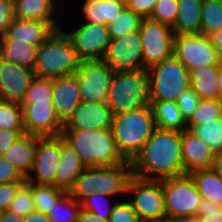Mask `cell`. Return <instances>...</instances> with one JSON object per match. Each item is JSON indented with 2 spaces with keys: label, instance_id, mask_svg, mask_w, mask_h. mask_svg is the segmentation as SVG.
<instances>
[{
  "label": "cell",
  "instance_id": "1",
  "mask_svg": "<svg viewBox=\"0 0 222 222\" xmlns=\"http://www.w3.org/2000/svg\"><path fill=\"white\" fill-rule=\"evenodd\" d=\"M130 163L132 175L143 179L163 180L185 175L181 132L155 128Z\"/></svg>",
  "mask_w": 222,
  "mask_h": 222
},
{
  "label": "cell",
  "instance_id": "2",
  "mask_svg": "<svg viewBox=\"0 0 222 222\" xmlns=\"http://www.w3.org/2000/svg\"><path fill=\"white\" fill-rule=\"evenodd\" d=\"M61 136L74 148L86 167L127 162L117 149L111 128L63 130Z\"/></svg>",
  "mask_w": 222,
  "mask_h": 222
},
{
  "label": "cell",
  "instance_id": "3",
  "mask_svg": "<svg viewBox=\"0 0 222 222\" xmlns=\"http://www.w3.org/2000/svg\"><path fill=\"white\" fill-rule=\"evenodd\" d=\"M155 128L153 109L150 104L114 115L111 129L121 156L131 162Z\"/></svg>",
  "mask_w": 222,
  "mask_h": 222
},
{
  "label": "cell",
  "instance_id": "4",
  "mask_svg": "<svg viewBox=\"0 0 222 222\" xmlns=\"http://www.w3.org/2000/svg\"><path fill=\"white\" fill-rule=\"evenodd\" d=\"M131 176L129 161L115 166L86 167L68 193L79 203L88 196L100 193L113 198L116 196L124 198Z\"/></svg>",
  "mask_w": 222,
  "mask_h": 222
},
{
  "label": "cell",
  "instance_id": "5",
  "mask_svg": "<svg viewBox=\"0 0 222 222\" xmlns=\"http://www.w3.org/2000/svg\"><path fill=\"white\" fill-rule=\"evenodd\" d=\"M79 63L70 37L58 28L39 45L33 71L37 77L55 79L74 74Z\"/></svg>",
  "mask_w": 222,
  "mask_h": 222
},
{
  "label": "cell",
  "instance_id": "6",
  "mask_svg": "<svg viewBox=\"0 0 222 222\" xmlns=\"http://www.w3.org/2000/svg\"><path fill=\"white\" fill-rule=\"evenodd\" d=\"M147 70L114 72L107 104L114 115L149 104Z\"/></svg>",
  "mask_w": 222,
  "mask_h": 222
},
{
  "label": "cell",
  "instance_id": "7",
  "mask_svg": "<svg viewBox=\"0 0 222 222\" xmlns=\"http://www.w3.org/2000/svg\"><path fill=\"white\" fill-rule=\"evenodd\" d=\"M149 101H174L190 87L189 70L174 56L147 69Z\"/></svg>",
  "mask_w": 222,
  "mask_h": 222
},
{
  "label": "cell",
  "instance_id": "8",
  "mask_svg": "<svg viewBox=\"0 0 222 222\" xmlns=\"http://www.w3.org/2000/svg\"><path fill=\"white\" fill-rule=\"evenodd\" d=\"M126 199L141 222L166 218L162 180L143 179L132 175L127 184Z\"/></svg>",
  "mask_w": 222,
  "mask_h": 222
},
{
  "label": "cell",
  "instance_id": "9",
  "mask_svg": "<svg viewBox=\"0 0 222 222\" xmlns=\"http://www.w3.org/2000/svg\"><path fill=\"white\" fill-rule=\"evenodd\" d=\"M67 15H64L63 12L61 28L70 37L78 59L80 61L102 60L111 40L108 26L99 23H81V21H77L75 24L65 22L63 18ZM70 24L71 26H69Z\"/></svg>",
  "mask_w": 222,
  "mask_h": 222
},
{
  "label": "cell",
  "instance_id": "10",
  "mask_svg": "<svg viewBox=\"0 0 222 222\" xmlns=\"http://www.w3.org/2000/svg\"><path fill=\"white\" fill-rule=\"evenodd\" d=\"M166 218L180 219L196 215L202 199L189 174L162 180Z\"/></svg>",
  "mask_w": 222,
  "mask_h": 222
},
{
  "label": "cell",
  "instance_id": "11",
  "mask_svg": "<svg viewBox=\"0 0 222 222\" xmlns=\"http://www.w3.org/2000/svg\"><path fill=\"white\" fill-rule=\"evenodd\" d=\"M114 72L103 59L80 61L75 74L81 102L107 103L109 85Z\"/></svg>",
  "mask_w": 222,
  "mask_h": 222
},
{
  "label": "cell",
  "instance_id": "12",
  "mask_svg": "<svg viewBox=\"0 0 222 222\" xmlns=\"http://www.w3.org/2000/svg\"><path fill=\"white\" fill-rule=\"evenodd\" d=\"M139 33L146 70L173 55L175 35L172 27L144 18Z\"/></svg>",
  "mask_w": 222,
  "mask_h": 222
},
{
  "label": "cell",
  "instance_id": "13",
  "mask_svg": "<svg viewBox=\"0 0 222 222\" xmlns=\"http://www.w3.org/2000/svg\"><path fill=\"white\" fill-rule=\"evenodd\" d=\"M61 159V136H37L33 166L25 181L56 186V170Z\"/></svg>",
  "mask_w": 222,
  "mask_h": 222
},
{
  "label": "cell",
  "instance_id": "14",
  "mask_svg": "<svg viewBox=\"0 0 222 222\" xmlns=\"http://www.w3.org/2000/svg\"><path fill=\"white\" fill-rule=\"evenodd\" d=\"M173 55L189 70L219 65L222 61L205 35H175Z\"/></svg>",
  "mask_w": 222,
  "mask_h": 222
},
{
  "label": "cell",
  "instance_id": "15",
  "mask_svg": "<svg viewBox=\"0 0 222 222\" xmlns=\"http://www.w3.org/2000/svg\"><path fill=\"white\" fill-rule=\"evenodd\" d=\"M103 60L115 72L146 70L139 30L111 39Z\"/></svg>",
  "mask_w": 222,
  "mask_h": 222
},
{
  "label": "cell",
  "instance_id": "16",
  "mask_svg": "<svg viewBox=\"0 0 222 222\" xmlns=\"http://www.w3.org/2000/svg\"><path fill=\"white\" fill-rule=\"evenodd\" d=\"M25 133L40 137L61 136L63 122L57 116L53 101L20 104Z\"/></svg>",
  "mask_w": 222,
  "mask_h": 222
},
{
  "label": "cell",
  "instance_id": "17",
  "mask_svg": "<svg viewBox=\"0 0 222 222\" xmlns=\"http://www.w3.org/2000/svg\"><path fill=\"white\" fill-rule=\"evenodd\" d=\"M114 114L107 103L85 101L64 121L63 130L107 129L112 127Z\"/></svg>",
  "mask_w": 222,
  "mask_h": 222
},
{
  "label": "cell",
  "instance_id": "18",
  "mask_svg": "<svg viewBox=\"0 0 222 222\" xmlns=\"http://www.w3.org/2000/svg\"><path fill=\"white\" fill-rule=\"evenodd\" d=\"M34 77L33 69L0 58V101L21 103Z\"/></svg>",
  "mask_w": 222,
  "mask_h": 222
},
{
  "label": "cell",
  "instance_id": "19",
  "mask_svg": "<svg viewBox=\"0 0 222 222\" xmlns=\"http://www.w3.org/2000/svg\"><path fill=\"white\" fill-rule=\"evenodd\" d=\"M62 22H40L15 18L13 23L0 36V40H17L41 45Z\"/></svg>",
  "mask_w": 222,
  "mask_h": 222
},
{
  "label": "cell",
  "instance_id": "20",
  "mask_svg": "<svg viewBox=\"0 0 222 222\" xmlns=\"http://www.w3.org/2000/svg\"><path fill=\"white\" fill-rule=\"evenodd\" d=\"M13 3L15 18L40 22H62L63 11H67L64 7L68 6L63 0H13ZM62 7L64 10L60 11Z\"/></svg>",
  "mask_w": 222,
  "mask_h": 222
},
{
  "label": "cell",
  "instance_id": "21",
  "mask_svg": "<svg viewBox=\"0 0 222 222\" xmlns=\"http://www.w3.org/2000/svg\"><path fill=\"white\" fill-rule=\"evenodd\" d=\"M181 145L186 174L212 167L215 153L192 131L181 132Z\"/></svg>",
  "mask_w": 222,
  "mask_h": 222
},
{
  "label": "cell",
  "instance_id": "22",
  "mask_svg": "<svg viewBox=\"0 0 222 222\" xmlns=\"http://www.w3.org/2000/svg\"><path fill=\"white\" fill-rule=\"evenodd\" d=\"M52 94L55 112L64 123L81 102L76 74L53 79Z\"/></svg>",
  "mask_w": 222,
  "mask_h": 222
},
{
  "label": "cell",
  "instance_id": "23",
  "mask_svg": "<svg viewBox=\"0 0 222 222\" xmlns=\"http://www.w3.org/2000/svg\"><path fill=\"white\" fill-rule=\"evenodd\" d=\"M85 168L78 153L61 136V159L56 170V186L69 192Z\"/></svg>",
  "mask_w": 222,
  "mask_h": 222
},
{
  "label": "cell",
  "instance_id": "24",
  "mask_svg": "<svg viewBox=\"0 0 222 222\" xmlns=\"http://www.w3.org/2000/svg\"><path fill=\"white\" fill-rule=\"evenodd\" d=\"M81 5L78 6L81 12L78 15L82 16L81 22L107 26L126 8L123 0H83Z\"/></svg>",
  "mask_w": 222,
  "mask_h": 222
},
{
  "label": "cell",
  "instance_id": "25",
  "mask_svg": "<svg viewBox=\"0 0 222 222\" xmlns=\"http://www.w3.org/2000/svg\"><path fill=\"white\" fill-rule=\"evenodd\" d=\"M36 146L37 136L23 133L2 155L26 178L33 166Z\"/></svg>",
  "mask_w": 222,
  "mask_h": 222
},
{
  "label": "cell",
  "instance_id": "26",
  "mask_svg": "<svg viewBox=\"0 0 222 222\" xmlns=\"http://www.w3.org/2000/svg\"><path fill=\"white\" fill-rule=\"evenodd\" d=\"M203 0H177L178 14L172 27L174 35L201 34V5Z\"/></svg>",
  "mask_w": 222,
  "mask_h": 222
},
{
  "label": "cell",
  "instance_id": "27",
  "mask_svg": "<svg viewBox=\"0 0 222 222\" xmlns=\"http://www.w3.org/2000/svg\"><path fill=\"white\" fill-rule=\"evenodd\" d=\"M190 87L200 100L220 99L218 88V65L197 67L189 71Z\"/></svg>",
  "mask_w": 222,
  "mask_h": 222
},
{
  "label": "cell",
  "instance_id": "28",
  "mask_svg": "<svg viewBox=\"0 0 222 222\" xmlns=\"http://www.w3.org/2000/svg\"><path fill=\"white\" fill-rule=\"evenodd\" d=\"M153 109L156 128L182 132L187 130V122L174 101H149Z\"/></svg>",
  "mask_w": 222,
  "mask_h": 222
},
{
  "label": "cell",
  "instance_id": "29",
  "mask_svg": "<svg viewBox=\"0 0 222 222\" xmlns=\"http://www.w3.org/2000/svg\"><path fill=\"white\" fill-rule=\"evenodd\" d=\"M39 46L17 40H0V58L30 69L34 68Z\"/></svg>",
  "mask_w": 222,
  "mask_h": 222
},
{
  "label": "cell",
  "instance_id": "30",
  "mask_svg": "<svg viewBox=\"0 0 222 222\" xmlns=\"http://www.w3.org/2000/svg\"><path fill=\"white\" fill-rule=\"evenodd\" d=\"M189 175L202 198L222 207V181L212 168L196 170Z\"/></svg>",
  "mask_w": 222,
  "mask_h": 222
},
{
  "label": "cell",
  "instance_id": "31",
  "mask_svg": "<svg viewBox=\"0 0 222 222\" xmlns=\"http://www.w3.org/2000/svg\"><path fill=\"white\" fill-rule=\"evenodd\" d=\"M81 203L66 192L47 213L51 222H77Z\"/></svg>",
  "mask_w": 222,
  "mask_h": 222
},
{
  "label": "cell",
  "instance_id": "32",
  "mask_svg": "<svg viewBox=\"0 0 222 222\" xmlns=\"http://www.w3.org/2000/svg\"><path fill=\"white\" fill-rule=\"evenodd\" d=\"M201 34H210L222 28V0H203L201 5Z\"/></svg>",
  "mask_w": 222,
  "mask_h": 222
},
{
  "label": "cell",
  "instance_id": "33",
  "mask_svg": "<svg viewBox=\"0 0 222 222\" xmlns=\"http://www.w3.org/2000/svg\"><path fill=\"white\" fill-rule=\"evenodd\" d=\"M217 118H222V99L200 100L193 115L187 121V130L191 131L195 126Z\"/></svg>",
  "mask_w": 222,
  "mask_h": 222
},
{
  "label": "cell",
  "instance_id": "34",
  "mask_svg": "<svg viewBox=\"0 0 222 222\" xmlns=\"http://www.w3.org/2000/svg\"><path fill=\"white\" fill-rule=\"evenodd\" d=\"M143 19L144 18L140 14L125 8L119 17L108 25L110 39L120 38L126 34L139 30Z\"/></svg>",
  "mask_w": 222,
  "mask_h": 222
},
{
  "label": "cell",
  "instance_id": "35",
  "mask_svg": "<svg viewBox=\"0 0 222 222\" xmlns=\"http://www.w3.org/2000/svg\"><path fill=\"white\" fill-rule=\"evenodd\" d=\"M215 153H222V118L195 126L191 130Z\"/></svg>",
  "mask_w": 222,
  "mask_h": 222
},
{
  "label": "cell",
  "instance_id": "36",
  "mask_svg": "<svg viewBox=\"0 0 222 222\" xmlns=\"http://www.w3.org/2000/svg\"><path fill=\"white\" fill-rule=\"evenodd\" d=\"M65 193L57 186L32 184L35 209L46 214Z\"/></svg>",
  "mask_w": 222,
  "mask_h": 222
},
{
  "label": "cell",
  "instance_id": "37",
  "mask_svg": "<svg viewBox=\"0 0 222 222\" xmlns=\"http://www.w3.org/2000/svg\"><path fill=\"white\" fill-rule=\"evenodd\" d=\"M53 79L35 76L20 104L53 101Z\"/></svg>",
  "mask_w": 222,
  "mask_h": 222
},
{
  "label": "cell",
  "instance_id": "38",
  "mask_svg": "<svg viewBox=\"0 0 222 222\" xmlns=\"http://www.w3.org/2000/svg\"><path fill=\"white\" fill-rule=\"evenodd\" d=\"M105 194H97L86 197L81 202V208L87 212L93 213L100 219L109 220L118 200Z\"/></svg>",
  "mask_w": 222,
  "mask_h": 222
},
{
  "label": "cell",
  "instance_id": "39",
  "mask_svg": "<svg viewBox=\"0 0 222 222\" xmlns=\"http://www.w3.org/2000/svg\"><path fill=\"white\" fill-rule=\"evenodd\" d=\"M24 131L20 103L0 101V130Z\"/></svg>",
  "mask_w": 222,
  "mask_h": 222
},
{
  "label": "cell",
  "instance_id": "40",
  "mask_svg": "<svg viewBox=\"0 0 222 222\" xmlns=\"http://www.w3.org/2000/svg\"><path fill=\"white\" fill-rule=\"evenodd\" d=\"M8 210L22 219L35 210L32 183L24 181L18 187L16 195L9 204Z\"/></svg>",
  "mask_w": 222,
  "mask_h": 222
},
{
  "label": "cell",
  "instance_id": "41",
  "mask_svg": "<svg viewBox=\"0 0 222 222\" xmlns=\"http://www.w3.org/2000/svg\"><path fill=\"white\" fill-rule=\"evenodd\" d=\"M177 14V0H158L149 19L173 27Z\"/></svg>",
  "mask_w": 222,
  "mask_h": 222
},
{
  "label": "cell",
  "instance_id": "42",
  "mask_svg": "<svg viewBox=\"0 0 222 222\" xmlns=\"http://www.w3.org/2000/svg\"><path fill=\"white\" fill-rule=\"evenodd\" d=\"M200 98L193 88L189 87L176 100L178 108L181 110L183 118L186 122L191 118L193 112L196 110Z\"/></svg>",
  "mask_w": 222,
  "mask_h": 222
},
{
  "label": "cell",
  "instance_id": "43",
  "mask_svg": "<svg viewBox=\"0 0 222 222\" xmlns=\"http://www.w3.org/2000/svg\"><path fill=\"white\" fill-rule=\"evenodd\" d=\"M120 200L116 203L110 216V222H141L138 215L132 208L127 199Z\"/></svg>",
  "mask_w": 222,
  "mask_h": 222
},
{
  "label": "cell",
  "instance_id": "44",
  "mask_svg": "<svg viewBox=\"0 0 222 222\" xmlns=\"http://www.w3.org/2000/svg\"><path fill=\"white\" fill-rule=\"evenodd\" d=\"M196 216L201 217L202 222H222V207L202 198Z\"/></svg>",
  "mask_w": 222,
  "mask_h": 222
},
{
  "label": "cell",
  "instance_id": "45",
  "mask_svg": "<svg viewBox=\"0 0 222 222\" xmlns=\"http://www.w3.org/2000/svg\"><path fill=\"white\" fill-rule=\"evenodd\" d=\"M24 181L19 171L0 154V184Z\"/></svg>",
  "mask_w": 222,
  "mask_h": 222
},
{
  "label": "cell",
  "instance_id": "46",
  "mask_svg": "<svg viewBox=\"0 0 222 222\" xmlns=\"http://www.w3.org/2000/svg\"><path fill=\"white\" fill-rule=\"evenodd\" d=\"M14 3L13 0H0V36H2L6 29L13 23Z\"/></svg>",
  "mask_w": 222,
  "mask_h": 222
},
{
  "label": "cell",
  "instance_id": "47",
  "mask_svg": "<svg viewBox=\"0 0 222 222\" xmlns=\"http://www.w3.org/2000/svg\"><path fill=\"white\" fill-rule=\"evenodd\" d=\"M126 8L140 14L143 18H149L154 11L158 0H123Z\"/></svg>",
  "mask_w": 222,
  "mask_h": 222
},
{
  "label": "cell",
  "instance_id": "48",
  "mask_svg": "<svg viewBox=\"0 0 222 222\" xmlns=\"http://www.w3.org/2000/svg\"><path fill=\"white\" fill-rule=\"evenodd\" d=\"M22 183L23 182H12L0 184V212L8 210L9 204Z\"/></svg>",
  "mask_w": 222,
  "mask_h": 222
},
{
  "label": "cell",
  "instance_id": "49",
  "mask_svg": "<svg viewBox=\"0 0 222 222\" xmlns=\"http://www.w3.org/2000/svg\"><path fill=\"white\" fill-rule=\"evenodd\" d=\"M25 131L0 130V154L2 155Z\"/></svg>",
  "mask_w": 222,
  "mask_h": 222
},
{
  "label": "cell",
  "instance_id": "50",
  "mask_svg": "<svg viewBox=\"0 0 222 222\" xmlns=\"http://www.w3.org/2000/svg\"><path fill=\"white\" fill-rule=\"evenodd\" d=\"M219 58L222 60V28L208 36Z\"/></svg>",
  "mask_w": 222,
  "mask_h": 222
},
{
  "label": "cell",
  "instance_id": "51",
  "mask_svg": "<svg viewBox=\"0 0 222 222\" xmlns=\"http://www.w3.org/2000/svg\"><path fill=\"white\" fill-rule=\"evenodd\" d=\"M22 222H51L46 213L39 210H33L26 217L23 218Z\"/></svg>",
  "mask_w": 222,
  "mask_h": 222
},
{
  "label": "cell",
  "instance_id": "52",
  "mask_svg": "<svg viewBox=\"0 0 222 222\" xmlns=\"http://www.w3.org/2000/svg\"><path fill=\"white\" fill-rule=\"evenodd\" d=\"M77 222H110V221L100 219L97 216H95L93 213L81 209Z\"/></svg>",
  "mask_w": 222,
  "mask_h": 222
},
{
  "label": "cell",
  "instance_id": "53",
  "mask_svg": "<svg viewBox=\"0 0 222 222\" xmlns=\"http://www.w3.org/2000/svg\"><path fill=\"white\" fill-rule=\"evenodd\" d=\"M23 219L18 217L15 213L9 210L0 212V222H22Z\"/></svg>",
  "mask_w": 222,
  "mask_h": 222
},
{
  "label": "cell",
  "instance_id": "54",
  "mask_svg": "<svg viewBox=\"0 0 222 222\" xmlns=\"http://www.w3.org/2000/svg\"><path fill=\"white\" fill-rule=\"evenodd\" d=\"M211 168L216 172L222 181V153L215 154Z\"/></svg>",
  "mask_w": 222,
  "mask_h": 222
},
{
  "label": "cell",
  "instance_id": "55",
  "mask_svg": "<svg viewBox=\"0 0 222 222\" xmlns=\"http://www.w3.org/2000/svg\"><path fill=\"white\" fill-rule=\"evenodd\" d=\"M177 220L178 222H202L201 217L196 216V215L186 216Z\"/></svg>",
  "mask_w": 222,
  "mask_h": 222
},
{
  "label": "cell",
  "instance_id": "56",
  "mask_svg": "<svg viewBox=\"0 0 222 222\" xmlns=\"http://www.w3.org/2000/svg\"><path fill=\"white\" fill-rule=\"evenodd\" d=\"M218 88L220 92V99H222V61L218 65Z\"/></svg>",
  "mask_w": 222,
  "mask_h": 222
},
{
  "label": "cell",
  "instance_id": "57",
  "mask_svg": "<svg viewBox=\"0 0 222 222\" xmlns=\"http://www.w3.org/2000/svg\"><path fill=\"white\" fill-rule=\"evenodd\" d=\"M151 222H178V220L170 219V218H164L157 221H151Z\"/></svg>",
  "mask_w": 222,
  "mask_h": 222
}]
</instances>
